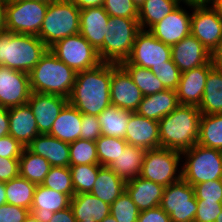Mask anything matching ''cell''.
Segmentation results:
<instances>
[{
	"label": "cell",
	"mask_w": 222,
	"mask_h": 222,
	"mask_svg": "<svg viewBox=\"0 0 222 222\" xmlns=\"http://www.w3.org/2000/svg\"><path fill=\"white\" fill-rule=\"evenodd\" d=\"M111 76L112 63L109 62L77 72L68 102L82 114L98 116L111 105Z\"/></svg>",
	"instance_id": "6da1fadb"
},
{
	"label": "cell",
	"mask_w": 222,
	"mask_h": 222,
	"mask_svg": "<svg viewBox=\"0 0 222 222\" xmlns=\"http://www.w3.org/2000/svg\"><path fill=\"white\" fill-rule=\"evenodd\" d=\"M201 111L196 106L179 105L159 122L160 148L184 152L197 144Z\"/></svg>",
	"instance_id": "7a4b0ae2"
},
{
	"label": "cell",
	"mask_w": 222,
	"mask_h": 222,
	"mask_svg": "<svg viewBox=\"0 0 222 222\" xmlns=\"http://www.w3.org/2000/svg\"><path fill=\"white\" fill-rule=\"evenodd\" d=\"M76 72L60 61L49 49L29 72L31 92L60 95L69 98Z\"/></svg>",
	"instance_id": "3957f363"
},
{
	"label": "cell",
	"mask_w": 222,
	"mask_h": 222,
	"mask_svg": "<svg viewBox=\"0 0 222 222\" xmlns=\"http://www.w3.org/2000/svg\"><path fill=\"white\" fill-rule=\"evenodd\" d=\"M49 48L35 35L0 33V66L29 73Z\"/></svg>",
	"instance_id": "277c9868"
},
{
	"label": "cell",
	"mask_w": 222,
	"mask_h": 222,
	"mask_svg": "<svg viewBox=\"0 0 222 222\" xmlns=\"http://www.w3.org/2000/svg\"><path fill=\"white\" fill-rule=\"evenodd\" d=\"M79 31L80 9L70 0H58L48 4L38 37L50 48Z\"/></svg>",
	"instance_id": "5b68a950"
},
{
	"label": "cell",
	"mask_w": 222,
	"mask_h": 222,
	"mask_svg": "<svg viewBox=\"0 0 222 222\" xmlns=\"http://www.w3.org/2000/svg\"><path fill=\"white\" fill-rule=\"evenodd\" d=\"M141 31L138 19L109 17L102 47L97 51L102 62L120 64L131 51Z\"/></svg>",
	"instance_id": "8992f818"
},
{
	"label": "cell",
	"mask_w": 222,
	"mask_h": 222,
	"mask_svg": "<svg viewBox=\"0 0 222 222\" xmlns=\"http://www.w3.org/2000/svg\"><path fill=\"white\" fill-rule=\"evenodd\" d=\"M185 163L182 178L192 186L222 179V151L196 144L181 153Z\"/></svg>",
	"instance_id": "52a82bcc"
},
{
	"label": "cell",
	"mask_w": 222,
	"mask_h": 222,
	"mask_svg": "<svg viewBox=\"0 0 222 222\" xmlns=\"http://www.w3.org/2000/svg\"><path fill=\"white\" fill-rule=\"evenodd\" d=\"M48 4L33 0H7L6 31L38 36Z\"/></svg>",
	"instance_id": "ba28073f"
},
{
	"label": "cell",
	"mask_w": 222,
	"mask_h": 222,
	"mask_svg": "<svg viewBox=\"0 0 222 222\" xmlns=\"http://www.w3.org/2000/svg\"><path fill=\"white\" fill-rule=\"evenodd\" d=\"M181 152L167 148L146 150L140 177L151 180L164 187L182 178V169L178 170Z\"/></svg>",
	"instance_id": "9c48e42d"
},
{
	"label": "cell",
	"mask_w": 222,
	"mask_h": 222,
	"mask_svg": "<svg viewBox=\"0 0 222 222\" xmlns=\"http://www.w3.org/2000/svg\"><path fill=\"white\" fill-rule=\"evenodd\" d=\"M49 50L76 73L102 63L97 50L80 33L57 41Z\"/></svg>",
	"instance_id": "30bf717a"
},
{
	"label": "cell",
	"mask_w": 222,
	"mask_h": 222,
	"mask_svg": "<svg viewBox=\"0 0 222 222\" xmlns=\"http://www.w3.org/2000/svg\"><path fill=\"white\" fill-rule=\"evenodd\" d=\"M170 217L171 222H194L197 200L194 187L183 178L166 186L159 205Z\"/></svg>",
	"instance_id": "8fae6325"
},
{
	"label": "cell",
	"mask_w": 222,
	"mask_h": 222,
	"mask_svg": "<svg viewBox=\"0 0 222 222\" xmlns=\"http://www.w3.org/2000/svg\"><path fill=\"white\" fill-rule=\"evenodd\" d=\"M182 3L193 8L191 35L195 36L212 53L222 38V18L209 3L193 4L184 1Z\"/></svg>",
	"instance_id": "7c38bea8"
},
{
	"label": "cell",
	"mask_w": 222,
	"mask_h": 222,
	"mask_svg": "<svg viewBox=\"0 0 222 222\" xmlns=\"http://www.w3.org/2000/svg\"><path fill=\"white\" fill-rule=\"evenodd\" d=\"M171 59V46L157 39L148 30H141L134 41L129 57L120 64L138 65L150 69L165 65Z\"/></svg>",
	"instance_id": "4fadbf2b"
},
{
	"label": "cell",
	"mask_w": 222,
	"mask_h": 222,
	"mask_svg": "<svg viewBox=\"0 0 222 222\" xmlns=\"http://www.w3.org/2000/svg\"><path fill=\"white\" fill-rule=\"evenodd\" d=\"M30 94L29 73L0 66V107L11 108L27 104Z\"/></svg>",
	"instance_id": "5bb4252c"
},
{
	"label": "cell",
	"mask_w": 222,
	"mask_h": 222,
	"mask_svg": "<svg viewBox=\"0 0 222 222\" xmlns=\"http://www.w3.org/2000/svg\"><path fill=\"white\" fill-rule=\"evenodd\" d=\"M142 98L143 94L128 72L120 64L112 63L110 82L111 105L135 112Z\"/></svg>",
	"instance_id": "9a60e30c"
},
{
	"label": "cell",
	"mask_w": 222,
	"mask_h": 222,
	"mask_svg": "<svg viewBox=\"0 0 222 222\" xmlns=\"http://www.w3.org/2000/svg\"><path fill=\"white\" fill-rule=\"evenodd\" d=\"M191 15L179 4L148 31L163 43L172 46L191 34Z\"/></svg>",
	"instance_id": "2e32d148"
},
{
	"label": "cell",
	"mask_w": 222,
	"mask_h": 222,
	"mask_svg": "<svg viewBox=\"0 0 222 222\" xmlns=\"http://www.w3.org/2000/svg\"><path fill=\"white\" fill-rule=\"evenodd\" d=\"M67 103L68 98L60 95L31 92L27 104L34 114L39 134L50 133L54 121Z\"/></svg>",
	"instance_id": "e0dca14e"
},
{
	"label": "cell",
	"mask_w": 222,
	"mask_h": 222,
	"mask_svg": "<svg viewBox=\"0 0 222 222\" xmlns=\"http://www.w3.org/2000/svg\"><path fill=\"white\" fill-rule=\"evenodd\" d=\"M171 59L181 73L208 64L211 53L193 35H188L171 46Z\"/></svg>",
	"instance_id": "ac0fdd59"
},
{
	"label": "cell",
	"mask_w": 222,
	"mask_h": 222,
	"mask_svg": "<svg viewBox=\"0 0 222 222\" xmlns=\"http://www.w3.org/2000/svg\"><path fill=\"white\" fill-rule=\"evenodd\" d=\"M214 66L210 61L208 64L181 73L176 90L180 105L199 106L203 98L207 75Z\"/></svg>",
	"instance_id": "d6986e66"
},
{
	"label": "cell",
	"mask_w": 222,
	"mask_h": 222,
	"mask_svg": "<svg viewBox=\"0 0 222 222\" xmlns=\"http://www.w3.org/2000/svg\"><path fill=\"white\" fill-rule=\"evenodd\" d=\"M124 139L144 150L160 148L159 122L131 112Z\"/></svg>",
	"instance_id": "ffe728a7"
},
{
	"label": "cell",
	"mask_w": 222,
	"mask_h": 222,
	"mask_svg": "<svg viewBox=\"0 0 222 222\" xmlns=\"http://www.w3.org/2000/svg\"><path fill=\"white\" fill-rule=\"evenodd\" d=\"M71 198L43 185H37L30 212L39 222H49L54 212L70 207Z\"/></svg>",
	"instance_id": "44dd1931"
},
{
	"label": "cell",
	"mask_w": 222,
	"mask_h": 222,
	"mask_svg": "<svg viewBox=\"0 0 222 222\" xmlns=\"http://www.w3.org/2000/svg\"><path fill=\"white\" fill-rule=\"evenodd\" d=\"M27 148L36 155L45 158L51 166L69 167V143L49 134H38Z\"/></svg>",
	"instance_id": "7402d4cb"
},
{
	"label": "cell",
	"mask_w": 222,
	"mask_h": 222,
	"mask_svg": "<svg viewBox=\"0 0 222 222\" xmlns=\"http://www.w3.org/2000/svg\"><path fill=\"white\" fill-rule=\"evenodd\" d=\"M109 15L104 7L80 10L79 33L98 51L104 41Z\"/></svg>",
	"instance_id": "603a6c76"
},
{
	"label": "cell",
	"mask_w": 222,
	"mask_h": 222,
	"mask_svg": "<svg viewBox=\"0 0 222 222\" xmlns=\"http://www.w3.org/2000/svg\"><path fill=\"white\" fill-rule=\"evenodd\" d=\"M9 135L27 147L39 134L34 114L28 104L8 108Z\"/></svg>",
	"instance_id": "cb8c5ba5"
},
{
	"label": "cell",
	"mask_w": 222,
	"mask_h": 222,
	"mask_svg": "<svg viewBox=\"0 0 222 222\" xmlns=\"http://www.w3.org/2000/svg\"><path fill=\"white\" fill-rule=\"evenodd\" d=\"M164 186L140 176L126 182L125 191L131 197L138 210L145 211L160 205Z\"/></svg>",
	"instance_id": "d4e9b609"
},
{
	"label": "cell",
	"mask_w": 222,
	"mask_h": 222,
	"mask_svg": "<svg viewBox=\"0 0 222 222\" xmlns=\"http://www.w3.org/2000/svg\"><path fill=\"white\" fill-rule=\"evenodd\" d=\"M180 105L175 90L166 89L164 91L143 96L137 110V114L149 119L159 121L170 114Z\"/></svg>",
	"instance_id": "484cf974"
},
{
	"label": "cell",
	"mask_w": 222,
	"mask_h": 222,
	"mask_svg": "<svg viewBox=\"0 0 222 222\" xmlns=\"http://www.w3.org/2000/svg\"><path fill=\"white\" fill-rule=\"evenodd\" d=\"M70 207L76 222L87 220L101 222L110 214V204L103 202L91 193L75 194L71 198Z\"/></svg>",
	"instance_id": "4316f807"
},
{
	"label": "cell",
	"mask_w": 222,
	"mask_h": 222,
	"mask_svg": "<svg viewBox=\"0 0 222 222\" xmlns=\"http://www.w3.org/2000/svg\"><path fill=\"white\" fill-rule=\"evenodd\" d=\"M81 123L82 113L68 102L54 121L49 135L63 142L72 143L80 139Z\"/></svg>",
	"instance_id": "83f0119b"
},
{
	"label": "cell",
	"mask_w": 222,
	"mask_h": 222,
	"mask_svg": "<svg viewBox=\"0 0 222 222\" xmlns=\"http://www.w3.org/2000/svg\"><path fill=\"white\" fill-rule=\"evenodd\" d=\"M146 150L127 144L108 167L125 182L140 176Z\"/></svg>",
	"instance_id": "f1b7e54d"
},
{
	"label": "cell",
	"mask_w": 222,
	"mask_h": 222,
	"mask_svg": "<svg viewBox=\"0 0 222 222\" xmlns=\"http://www.w3.org/2000/svg\"><path fill=\"white\" fill-rule=\"evenodd\" d=\"M125 185L126 182L109 167L102 166L90 193L111 205L125 192Z\"/></svg>",
	"instance_id": "f546056e"
},
{
	"label": "cell",
	"mask_w": 222,
	"mask_h": 222,
	"mask_svg": "<svg viewBox=\"0 0 222 222\" xmlns=\"http://www.w3.org/2000/svg\"><path fill=\"white\" fill-rule=\"evenodd\" d=\"M198 109L201 114H222V68L214 66L209 71Z\"/></svg>",
	"instance_id": "4dcf8cb0"
},
{
	"label": "cell",
	"mask_w": 222,
	"mask_h": 222,
	"mask_svg": "<svg viewBox=\"0 0 222 222\" xmlns=\"http://www.w3.org/2000/svg\"><path fill=\"white\" fill-rule=\"evenodd\" d=\"M182 0H145L138 8V22L141 30H149L170 14Z\"/></svg>",
	"instance_id": "1f68e13d"
},
{
	"label": "cell",
	"mask_w": 222,
	"mask_h": 222,
	"mask_svg": "<svg viewBox=\"0 0 222 222\" xmlns=\"http://www.w3.org/2000/svg\"><path fill=\"white\" fill-rule=\"evenodd\" d=\"M130 117L131 111L108 106L98 115L102 135L124 139Z\"/></svg>",
	"instance_id": "d6a6232c"
},
{
	"label": "cell",
	"mask_w": 222,
	"mask_h": 222,
	"mask_svg": "<svg viewBox=\"0 0 222 222\" xmlns=\"http://www.w3.org/2000/svg\"><path fill=\"white\" fill-rule=\"evenodd\" d=\"M50 168L51 165L45 158L34 154L27 147L24 148L19 158V176L41 185Z\"/></svg>",
	"instance_id": "836d02e7"
},
{
	"label": "cell",
	"mask_w": 222,
	"mask_h": 222,
	"mask_svg": "<svg viewBox=\"0 0 222 222\" xmlns=\"http://www.w3.org/2000/svg\"><path fill=\"white\" fill-rule=\"evenodd\" d=\"M197 144L222 151V114H201Z\"/></svg>",
	"instance_id": "e575fe53"
},
{
	"label": "cell",
	"mask_w": 222,
	"mask_h": 222,
	"mask_svg": "<svg viewBox=\"0 0 222 222\" xmlns=\"http://www.w3.org/2000/svg\"><path fill=\"white\" fill-rule=\"evenodd\" d=\"M36 186L21 176L5 182L6 203L30 210Z\"/></svg>",
	"instance_id": "d590c367"
},
{
	"label": "cell",
	"mask_w": 222,
	"mask_h": 222,
	"mask_svg": "<svg viewBox=\"0 0 222 222\" xmlns=\"http://www.w3.org/2000/svg\"><path fill=\"white\" fill-rule=\"evenodd\" d=\"M131 76L133 82L140 89L143 96L166 90L162 82L150 70L138 65L120 64Z\"/></svg>",
	"instance_id": "8d00e7d4"
},
{
	"label": "cell",
	"mask_w": 222,
	"mask_h": 222,
	"mask_svg": "<svg viewBox=\"0 0 222 222\" xmlns=\"http://www.w3.org/2000/svg\"><path fill=\"white\" fill-rule=\"evenodd\" d=\"M101 167L99 164L69 166L74 193H90Z\"/></svg>",
	"instance_id": "74e56055"
},
{
	"label": "cell",
	"mask_w": 222,
	"mask_h": 222,
	"mask_svg": "<svg viewBox=\"0 0 222 222\" xmlns=\"http://www.w3.org/2000/svg\"><path fill=\"white\" fill-rule=\"evenodd\" d=\"M99 165L108 167L125 150V139L101 135L96 141Z\"/></svg>",
	"instance_id": "f35d334b"
},
{
	"label": "cell",
	"mask_w": 222,
	"mask_h": 222,
	"mask_svg": "<svg viewBox=\"0 0 222 222\" xmlns=\"http://www.w3.org/2000/svg\"><path fill=\"white\" fill-rule=\"evenodd\" d=\"M41 185L57 192L67 194L70 198L75 195L69 167L51 166L49 173L45 176Z\"/></svg>",
	"instance_id": "ab89813d"
},
{
	"label": "cell",
	"mask_w": 222,
	"mask_h": 222,
	"mask_svg": "<svg viewBox=\"0 0 222 222\" xmlns=\"http://www.w3.org/2000/svg\"><path fill=\"white\" fill-rule=\"evenodd\" d=\"M70 166L99 164L95 141L78 139L69 143Z\"/></svg>",
	"instance_id": "60d3db41"
},
{
	"label": "cell",
	"mask_w": 222,
	"mask_h": 222,
	"mask_svg": "<svg viewBox=\"0 0 222 222\" xmlns=\"http://www.w3.org/2000/svg\"><path fill=\"white\" fill-rule=\"evenodd\" d=\"M140 211L125 191L110 205V214L117 222H137Z\"/></svg>",
	"instance_id": "b9f144b4"
},
{
	"label": "cell",
	"mask_w": 222,
	"mask_h": 222,
	"mask_svg": "<svg viewBox=\"0 0 222 222\" xmlns=\"http://www.w3.org/2000/svg\"><path fill=\"white\" fill-rule=\"evenodd\" d=\"M150 70L157 76L166 89L177 90L181 71L172 59L166 61L165 65L152 66Z\"/></svg>",
	"instance_id": "7bdbcfd3"
},
{
	"label": "cell",
	"mask_w": 222,
	"mask_h": 222,
	"mask_svg": "<svg viewBox=\"0 0 222 222\" xmlns=\"http://www.w3.org/2000/svg\"><path fill=\"white\" fill-rule=\"evenodd\" d=\"M103 7L111 17L138 19V8L132 0H105Z\"/></svg>",
	"instance_id": "ee69618b"
},
{
	"label": "cell",
	"mask_w": 222,
	"mask_h": 222,
	"mask_svg": "<svg viewBox=\"0 0 222 222\" xmlns=\"http://www.w3.org/2000/svg\"><path fill=\"white\" fill-rule=\"evenodd\" d=\"M193 187L196 200L222 201V179L198 183Z\"/></svg>",
	"instance_id": "f6af8a7d"
},
{
	"label": "cell",
	"mask_w": 222,
	"mask_h": 222,
	"mask_svg": "<svg viewBox=\"0 0 222 222\" xmlns=\"http://www.w3.org/2000/svg\"><path fill=\"white\" fill-rule=\"evenodd\" d=\"M222 210V201L197 200L194 222H215Z\"/></svg>",
	"instance_id": "bcb514c9"
},
{
	"label": "cell",
	"mask_w": 222,
	"mask_h": 222,
	"mask_svg": "<svg viewBox=\"0 0 222 222\" xmlns=\"http://www.w3.org/2000/svg\"><path fill=\"white\" fill-rule=\"evenodd\" d=\"M81 126L80 139L96 141L102 135L98 116L82 114Z\"/></svg>",
	"instance_id": "7dc6e473"
},
{
	"label": "cell",
	"mask_w": 222,
	"mask_h": 222,
	"mask_svg": "<svg viewBox=\"0 0 222 222\" xmlns=\"http://www.w3.org/2000/svg\"><path fill=\"white\" fill-rule=\"evenodd\" d=\"M24 148L25 147L11 135L0 138V157L19 159Z\"/></svg>",
	"instance_id": "c3c4849f"
},
{
	"label": "cell",
	"mask_w": 222,
	"mask_h": 222,
	"mask_svg": "<svg viewBox=\"0 0 222 222\" xmlns=\"http://www.w3.org/2000/svg\"><path fill=\"white\" fill-rule=\"evenodd\" d=\"M30 210L5 203L0 206V222H24Z\"/></svg>",
	"instance_id": "681fc988"
},
{
	"label": "cell",
	"mask_w": 222,
	"mask_h": 222,
	"mask_svg": "<svg viewBox=\"0 0 222 222\" xmlns=\"http://www.w3.org/2000/svg\"><path fill=\"white\" fill-rule=\"evenodd\" d=\"M19 176V159L0 157V182H7Z\"/></svg>",
	"instance_id": "f907efd6"
},
{
	"label": "cell",
	"mask_w": 222,
	"mask_h": 222,
	"mask_svg": "<svg viewBox=\"0 0 222 222\" xmlns=\"http://www.w3.org/2000/svg\"><path fill=\"white\" fill-rule=\"evenodd\" d=\"M137 222H171L169 215L160 207H155L139 213Z\"/></svg>",
	"instance_id": "816d5d0a"
},
{
	"label": "cell",
	"mask_w": 222,
	"mask_h": 222,
	"mask_svg": "<svg viewBox=\"0 0 222 222\" xmlns=\"http://www.w3.org/2000/svg\"><path fill=\"white\" fill-rule=\"evenodd\" d=\"M49 222H76V219L71 207H68L64 210L54 212Z\"/></svg>",
	"instance_id": "f5cc1de1"
},
{
	"label": "cell",
	"mask_w": 222,
	"mask_h": 222,
	"mask_svg": "<svg viewBox=\"0 0 222 222\" xmlns=\"http://www.w3.org/2000/svg\"><path fill=\"white\" fill-rule=\"evenodd\" d=\"M8 108L0 107V138L9 135Z\"/></svg>",
	"instance_id": "db71d44e"
},
{
	"label": "cell",
	"mask_w": 222,
	"mask_h": 222,
	"mask_svg": "<svg viewBox=\"0 0 222 222\" xmlns=\"http://www.w3.org/2000/svg\"><path fill=\"white\" fill-rule=\"evenodd\" d=\"M80 10L92 7H101L104 5L105 0H70Z\"/></svg>",
	"instance_id": "11a10c76"
},
{
	"label": "cell",
	"mask_w": 222,
	"mask_h": 222,
	"mask_svg": "<svg viewBox=\"0 0 222 222\" xmlns=\"http://www.w3.org/2000/svg\"><path fill=\"white\" fill-rule=\"evenodd\" d=\"M211 61L215 66L222 68V38L211 53Z\"/></svg>",
	"instance_id": "9f6ffc18"
},
{
	"label": "cell",
	"mask_w": 222,
	"mask_h": 222,
	"mask_svg": "<svg viewBox=\"0 0 222 222\" xmlns=\"http://www.w3.org/2000/svg\"><path fill=\"white\" fill-rule=\"evenodd\" d=\"M7 0H0V33L6 31L5 6Z\"/></svg>",
	"instance_id": "6f0895ef"
},
{
	"label": "cell",
	"mask_w": 222,
	"mask_h": 222,
	"mask_svg": "<svg viewBox=\"0 0 222 222\" xmlns=\"http://www.w3.org/2000/svg\"><path fill=\"white\" fill-rule=\"evenodd\" d=\"M219 14V16L222 18V0H212L209 3Z\"/></svg>",
	"instance_id": "680465c9"
},
{
	"label": "cell",
	"mask_w": 222,
	"mask_h": 222,
	"mask_svg": "<svg viewBox=\"0 0 222 222\" xmlns=\"http://www.w3.org/2000/svg\"><path fill=\"white\" fill-rule=\"evenodd\" d=\"M6 203L5 182H0V206Z\"/></svg>",
	"instance_id": "91938a15"
},
{
	"label": "cell",
	"mask_w": 222,
	"mask_h": 222,
	"mask_svg": "<svg viewBox=\"0 0 222 222\" xmlns=\"http://www.w3.org/2000/svg\"><path fill=\"white\" fill-rule=\"evenodd\" d=\"M212 0H185V2L193 3V4H205L210 3Z\"/></svg>",
	"instance_id": "94428289"
},
{
	"label": "cell",
	"mask_w": 222,
	"mask_h": 222,
	"mask_svg": "<svg viewBox=\"0 0 222 222\" xmlns=\"http://www.w3.org/2000/svg\"><path fill=\"white\" fill-rule=\"evenodd\" d=\"M24 222H39L34 216L33 214L30 212L28 214V216L26 217V219L24 220Z\"/></svg>",
	"instance_id": "6125c7cd"
},
{
	"label": "cell",
	"mask_w": 222,
	"mask_h": 222,
	"mask_svg": "<svg viewBox=\"0 0 222 222\" xmlns=\"http://www.w3.org/2000/svg\"><path fill=\"white\" fill-rule=\"evenodd\" d=\"M101 222H117V221L111 214H109Z\"/></svg>",
	"instance_id": "be15d7a7"
},
{
	"label": "cell",
	"mask_w": 222,
	"mask_h": 222,
	"mask_svg": "<svg viewBox=\"0 0 222 222\" xmlns=\"http://www.w3.org/2000/svg\"><path fill=\"white\" fill-rule=\"evenodd\" d=\"M145 0H132V2L139 8Z\"/></svg>",
	"instance_id": "e7e4bbea"
},
{
	"label": "cell",
	"mask_w": 222,
	"mask_h": 222,
	"mask_svg": "<svg viewBox=\"0 0 222 222\" xmlns=\"http://www.w3.org/2000/svg\"><path fill=\"white\" fill-rule=\"evenodd\" d=\"M215 222H222V210H221V212L218 214V217L216 218Z\"/></svg>",
	"instance_id": "03108f58"
},
{
	"label": "cell",
	"mask_w": 222,
	"mask_h": 222,
	"mask_svg": "<svg viewBox=\"0 0 222 222\" xmlns=\"http://www.w3.org/2000/svg\"><path fill=\"white\" fill-rule=\"evenodd\" d=\"M33 1H41V2L49 4L51 2H55V1H58V0H33Z\"/></svg>",
	"instance_id": "003e7915"
},
{
	"label": "cell",
	"mask_w": 222,
	"mask_h": 222,
	"mask_svg": "<svg viewBox=\"0 0 222 222\" xmlns=\"http://www.w3.org/2000/svg\"><path fill=\"white\" fill-rule=\"evenodd\" d=\"M83 222H96L95 220H92V221H90V220H87V221H83Z\"/></svg>",
	"instance_id": "a7ac6f4b"
}]
</instances>
